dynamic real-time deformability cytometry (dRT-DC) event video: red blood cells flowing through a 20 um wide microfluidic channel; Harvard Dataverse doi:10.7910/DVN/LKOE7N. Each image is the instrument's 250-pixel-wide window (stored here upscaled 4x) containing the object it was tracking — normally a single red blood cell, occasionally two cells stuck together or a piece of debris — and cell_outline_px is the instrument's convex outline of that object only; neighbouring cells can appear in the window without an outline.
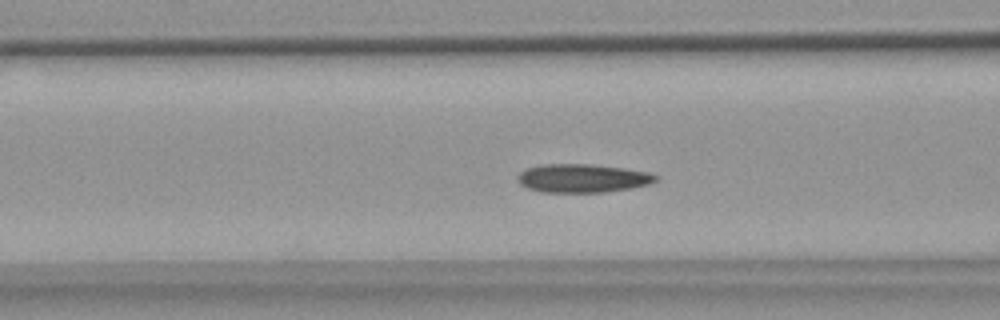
{"species": "common noctule bat (a hibernating species)", "species_latin": "Nyctalus noctula", "temperature_condition": "warm", "stored_images_in_passage": 55, "camera_frame_rate_fps": 3000, "um_per_image_px": 0.085, "animal": {"sex": "female", "body_mass_g": 18.4}, "frame": {"image": 1, "passage_image": 21, "time_ms": 6.667, "image_size_px": [1000, 320], "cell_outline_px": [[656, 180], [648, 184], [628, 188], [604, 192], [540, 192], [528, 188], [520, 184], [516, 176], [520, 172], [528, 168], [544, 164], [592, 164], [624, 168], [648, 172], [656, 176]], "centroid_in_image_um": [49.46, 15.14], "position_along_channel_um": 117.1, "area_um2": 22.72}}
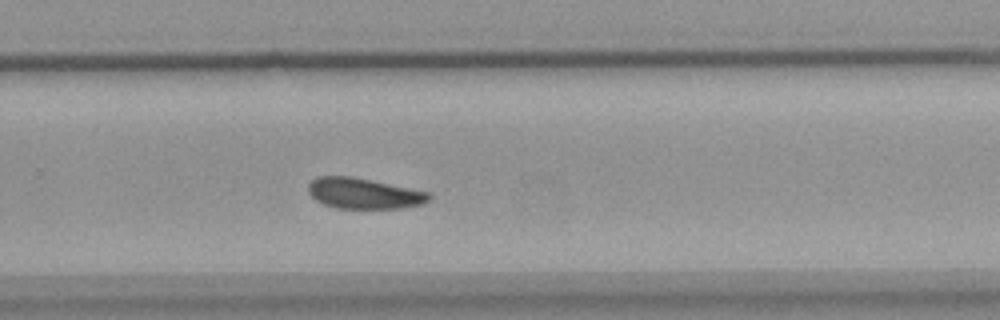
{"frame": {"image": 2, "passage_image": 36, "time_ms": 11.667, "image_size_px": [1000, 320], "cell_outline_px": [[432, 196], [424, 204], [404, 208], [336, 208], [324, 204], [316, 200], [308, 192], [308, 184], [316, 176], [352, 176], [428, 192]], "centroid_in_image_um": [30.91, 16.44], "position_along_channel_um": 298.9, "area_um2": 21.56}}
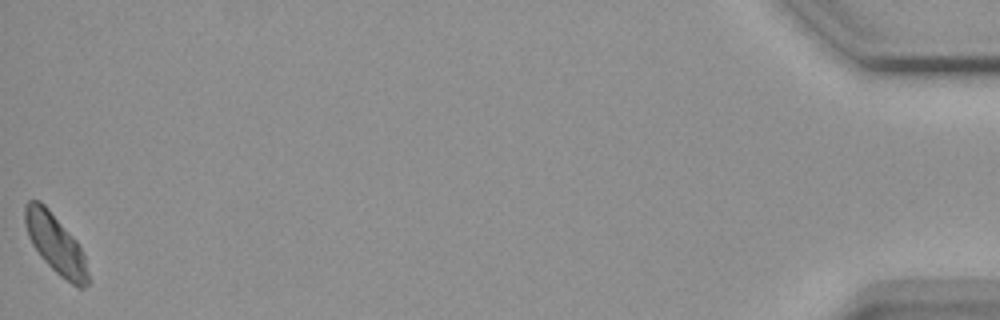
{"frame": {"image": 3, "passage_image": 55, "time_ms": 18.0, "image_size_px": [1000, 320], "cell_outline_px": [[88, 284], [84, 288], [80, 288], [72, 284], [60, 276], [40, 256], [32, 244], [28, 236], [24, 224], [24, 204], [28, 200], [40, 200], [48, 208], [76, 240], [84, 256], [88, 272]], "centroid_in_image_um": [4.69, 20.7], "position_along_channel_um": 430.5, "area_um2": 21.62}, "authors_computed_cell_mechanics": {"area_um2": 22.253, "velocity_mm_per_s": 3.6423, "shape_relaxation_time_tau1_ms": 4.016, "shape_relaxation_time_tau2_ms": 4.6301, "deformation_change_tau1": 0.128, "deformation_change_tau2": 0.1031}}